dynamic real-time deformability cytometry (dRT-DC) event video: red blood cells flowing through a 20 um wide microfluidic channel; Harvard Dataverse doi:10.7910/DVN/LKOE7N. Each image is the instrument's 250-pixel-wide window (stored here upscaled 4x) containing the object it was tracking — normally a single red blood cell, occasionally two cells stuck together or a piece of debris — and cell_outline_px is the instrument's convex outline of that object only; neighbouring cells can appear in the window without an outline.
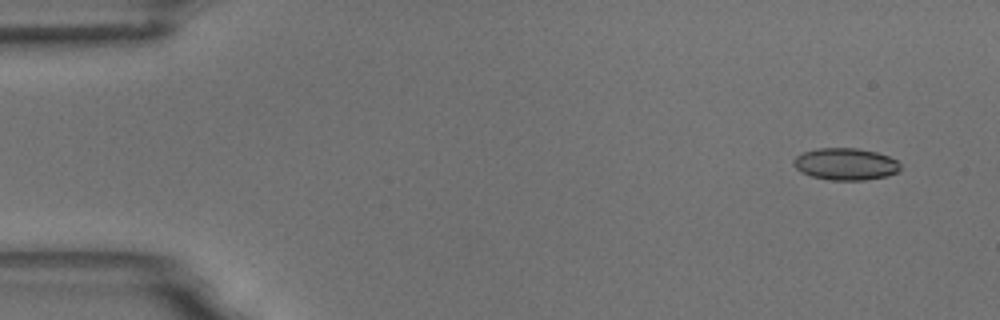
{"species": "common noctule bat (a hibernating species)", "species_latin": "Nyctalus noctula", "temperature_condition": "room temperature", "stored_images_in_passage": 5, "camera_frame_rate_fps": 3000, "um_per_image_px": 0.085, "animal": {"sex": "male", "body_mass_g": 18.8}, "frame": {"image": 1, "passage_image": 1, "time_ms": 0.0, "image_size_px": [1000, 320], "cell_outline_px": [[900, 168], [896, 172], [888, 176], [864, 180], [828, 180], [812, 176], [800, 172], [792, 164], [792, 160], [796, 156], [804, 152], [820, 148], [856, 148], [876, 152], [888, 156], [896, 160], [900, 164]], "centroid_in_image_um": [71.85, 13.95], "position_along_channel_um": 13.2, "area_um2": 19.88}}